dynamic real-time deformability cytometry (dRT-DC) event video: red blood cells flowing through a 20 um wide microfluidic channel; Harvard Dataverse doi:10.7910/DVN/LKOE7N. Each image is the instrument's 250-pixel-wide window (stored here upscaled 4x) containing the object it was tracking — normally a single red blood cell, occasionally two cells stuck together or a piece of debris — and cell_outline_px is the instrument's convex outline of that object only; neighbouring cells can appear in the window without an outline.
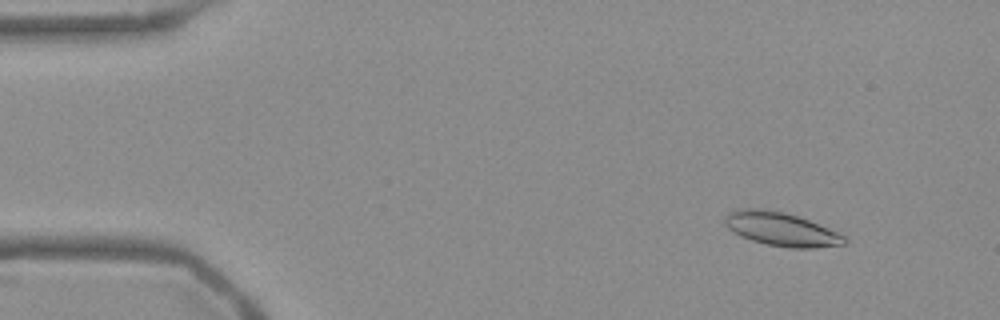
{"species": "Egyptian fruit bat (a non-hibernating species)", "species_latin": "Rousettus aegyptiacus", "temperature_condition": "warm", "stored_images_in_passage": 53, "camera_frame_rate_fps": 3000, "um_per_image_px": 0.085, "frame": {"image": 1, "passage_image": 5, "time_ms": 1.333, "image_size_px": [1000, 320], "cell_outline_px": [[848, 240], [844, 244], [816, 248], [792, 248], [768, 244], [752, 240], [740, 236], [728, 228], [724, 224], [724, 216], [728, 212], [740, 208], [764, 208], [784, 212], [808, 220], [828, 228], [844, 236]], "centroid_in_image_um": [66.36, 19.46], "position_along_channel_um": 18.6, "area_um2": 23.35}}
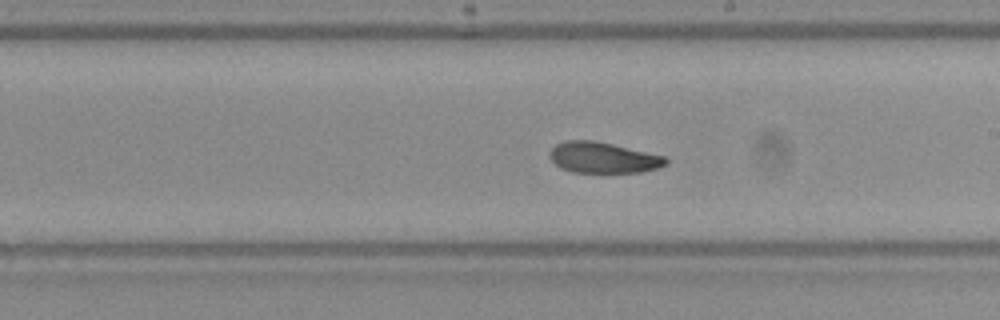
{"frame": {"image": 2, "passage_image": 30, "time_ms": 9.667, "image_size_px": [1000, 320], "cell_outline_px": [[668, 164], [656, 168], [640, 172], [572, 172], [560, 168], [548, 156], [552, 148], [556, 144], [568, 140], [592, 140], [612, 144], [664, 156], [668, 160]], "centroid_in_image_um": [51.24, 13.4], "position_along_channel_um": 237.8, "area_um2": 20.69}}
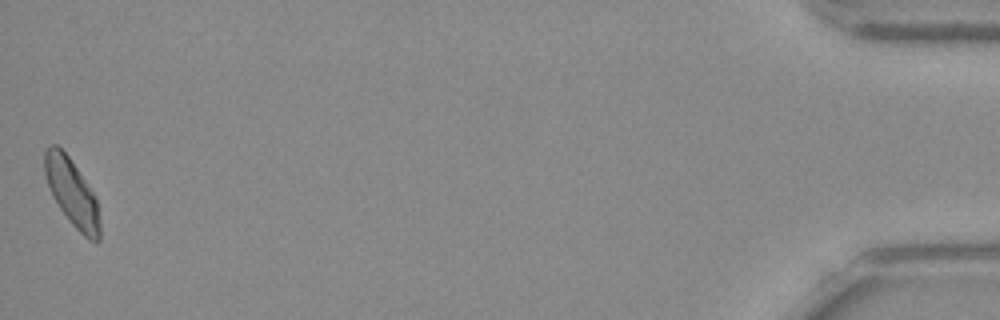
{"frame": {"image": 3, "passage_image": 53, "time_ms": 17.333, "image_size_px": [1000, 320], "cell_outline_px": [[100, 240], [96, 244], [88, 240], [72, 224], [60, 208], [48, 184], [44, 172], [44, 152], [48, 144], [56, 144], [68, 156], [96, 196], [100, 224]], "centroid_in_image_um": [6.14, 16.39], "position_along_channel_um": 429.1, "area_um2": 21.39}, "authors_computed_cell_mechanics": {"area_um2": 22.0796, "velocity_mm_per_s": 3.7591, "shape_relaxation_time_tau1_ms": 3.7374, "shape_relaxation_time_tau2_ms": 2.8436, "deformation_change_tau1": 0.1275, "deformation_change_tau2": 0.0732}}